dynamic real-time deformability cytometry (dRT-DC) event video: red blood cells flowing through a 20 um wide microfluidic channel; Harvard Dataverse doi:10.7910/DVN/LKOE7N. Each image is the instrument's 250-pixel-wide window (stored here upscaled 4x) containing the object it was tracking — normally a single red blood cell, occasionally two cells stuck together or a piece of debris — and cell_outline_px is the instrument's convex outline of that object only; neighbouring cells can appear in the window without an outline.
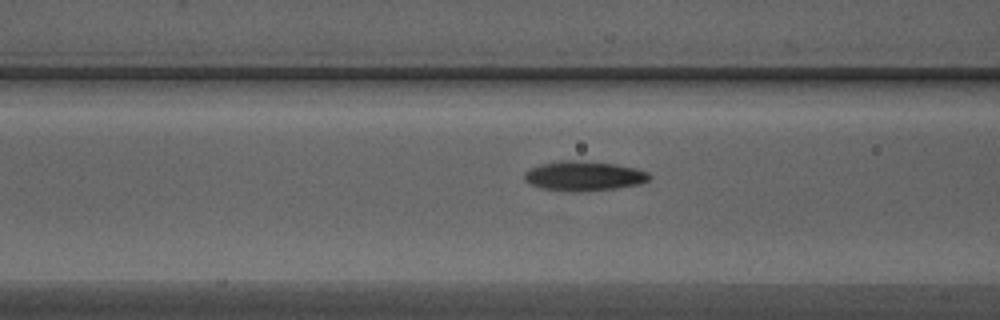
{"species": "Egyptian fruit bat (a non-hibernating species)", "species_latin": "Rousettus aegyptiacus", "temperature_condition": "warm", "stored_images_in_passage": 5, "segment_of_instrument_passage": [2, 2], "camera_frame_rate_fps": 3000, "um_per_image_px": 0.085, "animal": {"sex": "male"}, "frame": {"image": 1, "passage_image": 5, "time_ms": 1.333, "image_size_px": [1000, 320], "cell_outline_px": [[652, 176], [648, 180], [640, 184], [616, 188], [572, 192], [540, 188], [528, 184], [524, 180], [524, 172], [528, 168], [540, 164], [560, 160], [576, 160], [616, 164], [636, 168], [648, 172]], "centroid_in_image_um": [49.58, 14.95], "position_along_channel_um": 117.0, "area_um2": 21.85}}